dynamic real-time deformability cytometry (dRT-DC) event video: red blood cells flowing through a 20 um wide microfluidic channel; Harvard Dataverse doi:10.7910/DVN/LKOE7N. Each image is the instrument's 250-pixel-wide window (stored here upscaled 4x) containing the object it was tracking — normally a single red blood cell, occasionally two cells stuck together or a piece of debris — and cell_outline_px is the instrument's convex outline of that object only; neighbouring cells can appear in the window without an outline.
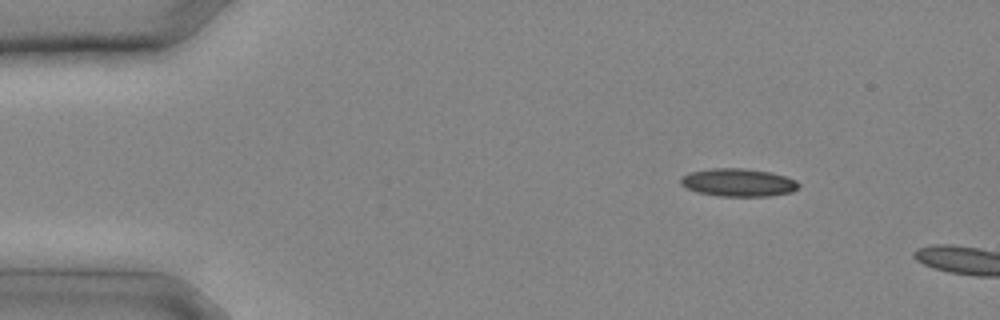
{"species": "common noctule bat (a hibernating species)", "species_latin": "Nyctalus noctula", "temperature_condition": "cold", "stored_images_in_passage": 5, "camera_frame_rate_fps": 3000, "um_per_image_px": 0.085, "animal": {"sex": "male", "body_mass_g": 20.4}, "frame": {"image": 1, "passage_image": 3, "time_ms": 0.667, "image_size_px": [1000, 320], "cell_outline_px": [[800, 188], [792, 192], [768, 196], [720, 196], [696, 192], [680, 184], [680, 176], [688, 172], [712, 168], [744, 168], [772, 172], [796, 180], [800, 184]], "centroid_in_image_um": [62.75, 15.51], "position_along_channel_um": 22.3, "area_um2": 19.42}}